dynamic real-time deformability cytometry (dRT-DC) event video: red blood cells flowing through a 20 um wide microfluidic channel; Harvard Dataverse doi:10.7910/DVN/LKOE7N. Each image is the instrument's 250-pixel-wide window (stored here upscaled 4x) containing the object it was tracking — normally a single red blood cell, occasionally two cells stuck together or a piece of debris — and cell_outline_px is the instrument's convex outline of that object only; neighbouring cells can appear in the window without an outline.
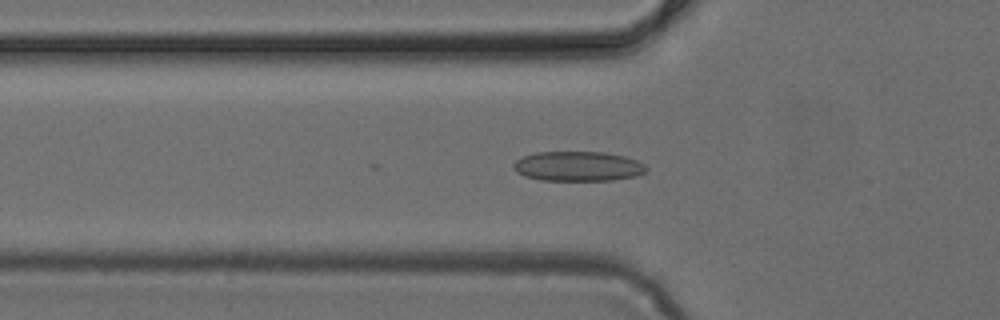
{"species": "common noctule bat (a hibernating species)", "species_latin": "Nyctalus noctula", "temperature_condition": "cold", "stored_images_in_passage": 30, "camera_frame_rate_fps": 3000, "um_per_image_px": 0.085, "animal": {"sex": "female", "body_mass_g": 24.6, "forearm_length_mm": 56.2}, "frame": {"image": 1, "passage_image": 17, "time_ms": 5.333, "image_size_px": [1000, 320], "cell_outline_px": [[648, 172], [636, 176], [612, 180], [540, 180], [524, 176], [516, 172], [512, 168], [512, 164], [516, 160], [524, 156], [536, 152], [604, 152], [624, 156], [636, 160], [644, 164], [648, 168]], "centroid_in_image_um": [49.13, 14.13], "position_along_channel_um": 76.7, "area_um2": 23.18}}
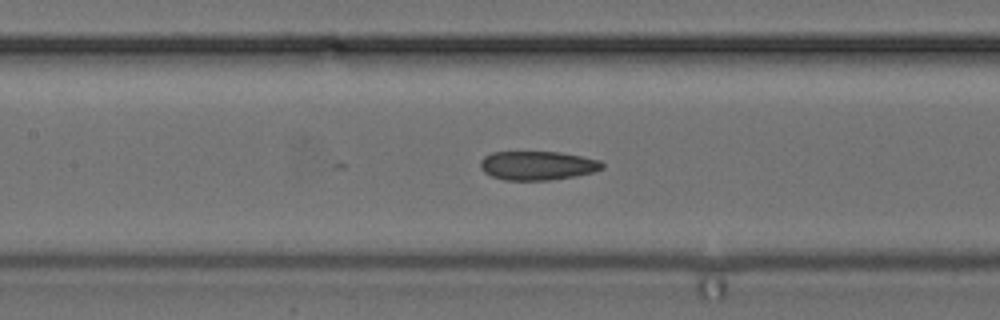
{"frame": {"image": 2, "passage_image": 23, "time_ms": 7.333, "image_size_px": [1000, 320], "cell_outline_px": [[604, 168], [592, 172], [576, 176], [552, 180], [504, 180], [492, 176], [484, 172], [480, 168], [480, 160], [484, 156], [492, 152], [560, 152], [600, 160], [604, 164]], "centroid_in_image_um": [45.68, 14.07], "position_along_channel_um": 161.7, "area_um2": 20.63}}
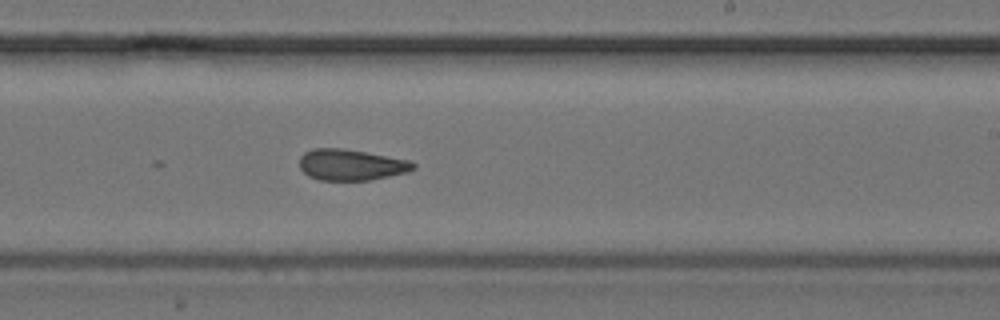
{"frame": {"image": 3, "passage_image": 30, "time_ms": 9.667, "image_size_px": [1000, 320], "cell_outline_px": [[416, 168], [408, 172], [368, 180], [320, 180], [308, 176], [300, 168], [300, 156], [304, 152], [312, 148], [340, 148], [412, 160], [416, 164]], "centroid_in_image_um": [29.85, 14.0], "position_along_channel_um": 259.2, "area_um2": 20.63}}